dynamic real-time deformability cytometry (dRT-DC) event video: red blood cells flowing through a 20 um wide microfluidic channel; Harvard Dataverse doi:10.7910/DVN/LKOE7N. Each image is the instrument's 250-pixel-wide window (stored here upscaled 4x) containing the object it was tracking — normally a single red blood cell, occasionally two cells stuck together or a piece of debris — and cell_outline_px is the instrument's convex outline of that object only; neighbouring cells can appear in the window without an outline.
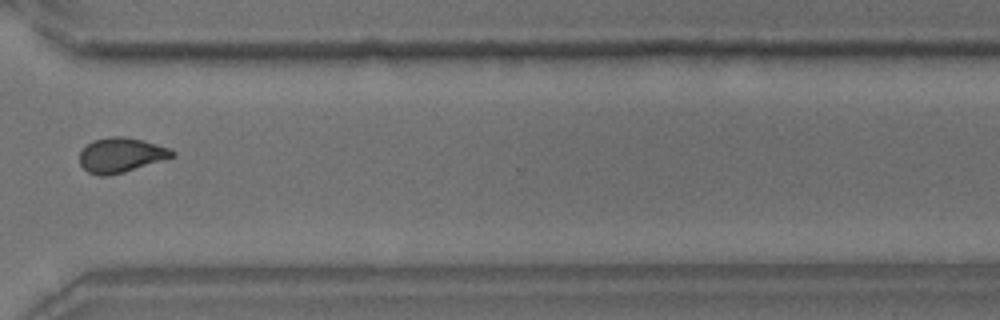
{"species": "common noctule bat (a hibernating species)", "species_latin": "Nyctalus noctula", "temperature_condition": "room temperature", "stored_images_in_passage": 14, "camera_frame_rate_fps": 3000, "um_per_image_px": 0.085, "animal": {"sex": "male", "body_mass_g": 18.8}, "frame": {"image": 1, "passage_image": 12, "time_ms": 13.333, "image_size_px": [1000, 320], "cell_outline_px": [[176, 156], [124, 172], [108, 176], [100, 176], [88, 172], [80, 164], [80, 152], [92, 140], [108, 136], [124, 136], [172, 148], [176, 152]], "centroid_in_image_um": [10.3, 13.18], "position_along_channel_um": 360.3, "area_um2": 18.79}, "authors_computed_cell_mechanics": {"area_um2": 17.5423, "velocity_mm_per_s": 3.7109, "shape_relaxation_time_tau1_ms": null, "shape_relaxation_time_tau2_ms": 2.6574, "deformation_change_tau1": null, "deformation_change_tau2": 0.0745}}